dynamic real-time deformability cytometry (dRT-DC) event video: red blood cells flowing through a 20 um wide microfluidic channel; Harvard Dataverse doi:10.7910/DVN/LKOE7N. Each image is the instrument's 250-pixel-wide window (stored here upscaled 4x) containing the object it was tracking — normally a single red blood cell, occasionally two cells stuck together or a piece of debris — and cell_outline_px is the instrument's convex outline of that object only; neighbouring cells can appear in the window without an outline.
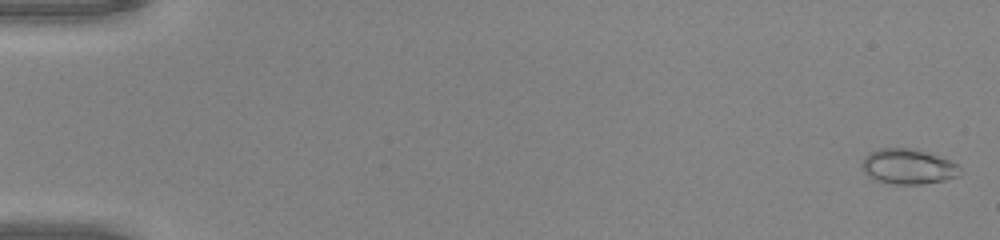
{"species": "common noctule bat (a hibernating species)", "species_latin": "Nyctalus noctula", "temperature_condition": "warm", "stored_images_in_passage": 51, "camera_frame_rate_fps": 3000, "um_per_image_px": 0.085, "animal": {"sex": "male", "body_mass_g": 20.0, "forearm_length_mm": 53.3}, "frame": {"image": 1, "passage_image": 2, "time_ms": 0.333, "image_size_px": [1000, 240], "cell_outline_px": [[960, 176], [944, 180], [920, 184], [896, 184], [876, 180], [868, 176], [864, 172], [860, 164], [868, 152], [880, 148], [908, 148], [924, 152], [948, 160], [956, 164], [960, 168]], "centroid_in_image_um": [77.14, 14.16], "position_along_channel_um": 7.9, "area_um2": 19.88}}
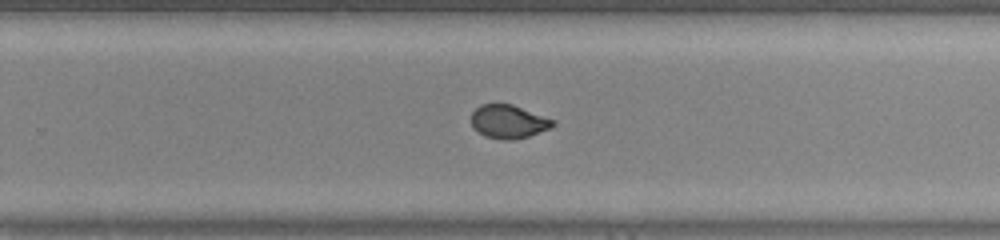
{"frame": {"image": 2, "passage_image": 34, "time_ms": 11.0, "image_size_px": [1000, 240], "cell_outline_px": [[556, 124], [552, 128], [528, 136], [512, 140], [504, 140], [484, 136], [472, 128], [472, 112], [480, 104], [512, 104], [556, 120]], "centroid_in_image_um": [43.24, 10.34], "position_along_channel_um": 286.6, "area_um2": 16.07}}
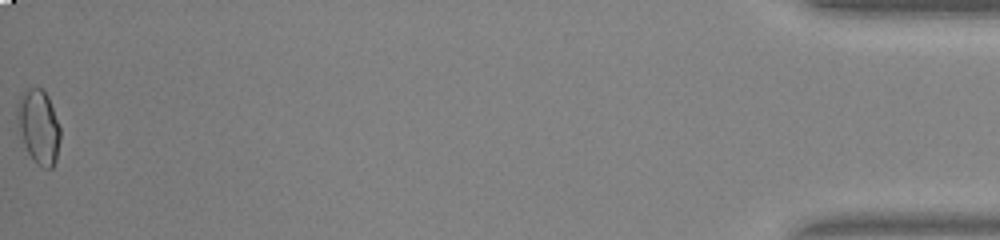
{"frame": {"image": 3, "passage_image": 51, "time_ms": 16.667, "image_size_px": [1000, 240], "cell_outline_px": [[60, 140], [56, 160], [52, 168], [44, 168], [36, 164], [28, 152], [24, 144], [16, 120], [16, 104], [20, 92], [28, 88], [40, 88], [48, 96], [60, 128]], "centroid_in_image_um": [3.26, 10.75], "position_along_channel_um": 431.9, "area_um2": 18.73}, "authors_computed_cell_mechanics": {"area_um2": 16.8198, "velocity_mm_per_s": 4.2187, "shape_relaxation_time_tau1_ms": 8.3863, "shape_relaxation_time_tau2_ms": null, "deformation_change_tau1": 0.1901, "deformation_change_tau2": null}}